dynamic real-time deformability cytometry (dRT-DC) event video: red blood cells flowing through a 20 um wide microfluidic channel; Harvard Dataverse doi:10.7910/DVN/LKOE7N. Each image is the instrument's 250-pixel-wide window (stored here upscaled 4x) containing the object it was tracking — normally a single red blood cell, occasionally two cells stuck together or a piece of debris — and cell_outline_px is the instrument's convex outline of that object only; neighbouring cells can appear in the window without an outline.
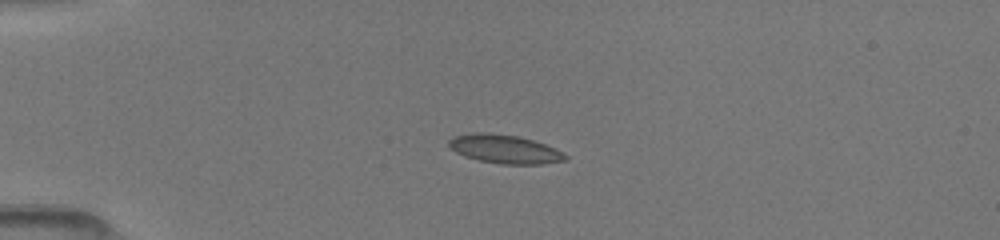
{"species": "common noctule bat (a hibernating species)", "species_latin": "Nyctalus noctula", "temperature_condition": "room temperature", "stored_images_in_passage": 35, "camera_frame_rate_fps": 3000, "um_per_image_px": 0.085, "animal": {"sex": "female", "body_mass_g": 19.5, "forearm_length_mm": 54.1}, "frame": {"image": 1, "passage_image": 9, "time_ms": 3.667, "image_size_px": [1000, 240], "cell_outline_px": [[568, 160], [540, 164], [500, 164], [480, 160], [464, 156], [456, 152], [448, 144], [448, 140], [452, 136], [472, 132], [488, 132], [520, 136], [544, 144], [564, 152], [568, 156]], "centroid_in_image_um": [42.89, 12.66], "position_along_channel_um": 42.1, "area_um2": 19.59}}
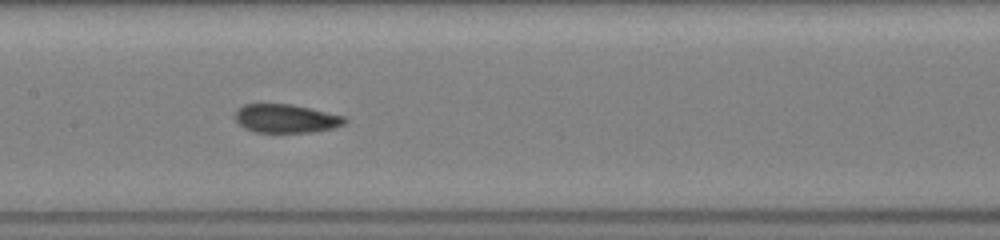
{"frame": {"image": 2, "passage_image": 19, "time_ms": 8.0, "image_size_px": [1000, 240], "cell_outline_px": [[348, 120], [344, 124], [332, 128], [312, 132], [256, 132], [244, 128], [236, 120], [236, 112], [244, 104], [292, 104], [344, 116]], "centroid_in_image_um": [24.32, 10.07], "position_along_channel_um": 183.1, "area_um2": 18.03}}
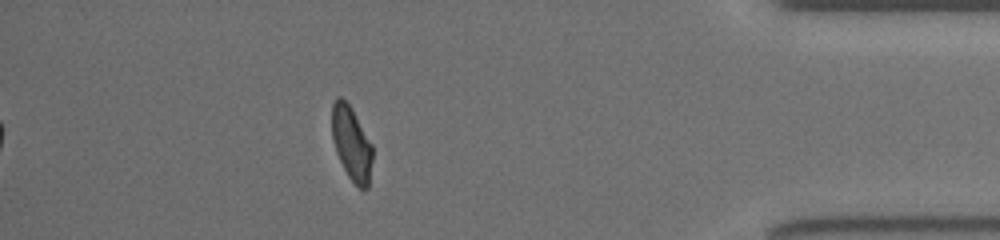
{"frame": {"image": 3, "passage_image": 32, "time_ms": 14.333, "image_size_px": [1000, 240], "cell_outline_px": [[372, 160], [368, 188], [360, 188], [348, 176], [336, 152], [332, 140], [332, 104], [336, 96], [340, 96], [352, 108], [372, 144]], "centroid_in_image_um": [29.87, 12.16], "position_along_channel_um": 405.3, "area_um2": 17.4}}